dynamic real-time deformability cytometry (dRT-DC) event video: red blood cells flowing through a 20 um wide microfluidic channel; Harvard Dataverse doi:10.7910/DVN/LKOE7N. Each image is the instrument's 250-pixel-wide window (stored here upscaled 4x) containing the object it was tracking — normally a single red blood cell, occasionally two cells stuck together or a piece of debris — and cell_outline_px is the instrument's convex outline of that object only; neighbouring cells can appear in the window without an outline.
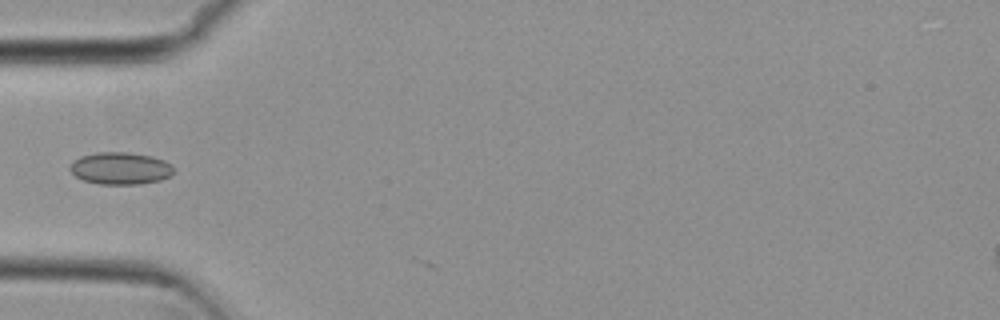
{"species": "common noctule bat (a hibernating species)", "species_latin": "Nyctalus noctula", "temperature_condition": "cold", "stored_images_in_passage": 2, "camera_frame_rate_fps": 3000, "um_per_image_px": 0.085, "animal": {"sex": "female", "body_mass_g": 29.2, "forearm_length_mm": 56.3}, "frame": {"image": 1, "passage_image": 1, "time_ms": 0.0, "image_size_px": [1000, 320], "cell_outline_px": [[172, 172], [168, 176], [160, 180], [140, 184], [100, 184], [84, 180], [76, 176], [68, 168], [72, 160], [80, 156], [96, 152], [128, 152], [152, 156], [164, 160], [172, 164]], "centroid_in_image_um": [10.2, 14.29], "position_along_channel_um": 74.8, "area_um2": 19.48}}